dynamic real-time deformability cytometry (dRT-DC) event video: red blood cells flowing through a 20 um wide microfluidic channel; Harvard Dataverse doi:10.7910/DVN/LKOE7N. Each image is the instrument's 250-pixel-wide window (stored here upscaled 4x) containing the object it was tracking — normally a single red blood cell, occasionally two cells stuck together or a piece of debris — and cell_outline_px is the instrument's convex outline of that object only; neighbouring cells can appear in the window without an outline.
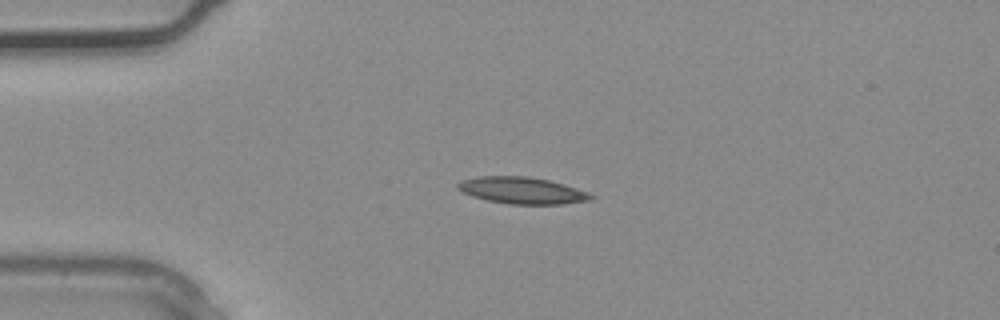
{"species": "common noctule bat (a hibernating species)", "species_latin": "Nyctalus noctula", "temperature_condition": "warm", "stored_images_in_passage": 1, "camera_frame_rate_fps": 3000, "um_per_image_px": 0.085, "animal": {"sex": "male", "body_mass_g": 20.4}, "frame": {"image": 1, "passage_image": 1, "time_ms": 0.0, "image_size_px": [1000, 320], "cell_outline_px": [[596, 196], [588, 200], [564, 204], [508, 204], [488, 200], [472, 196], [460, 192], [456, 188], [456, 184], [460, 180], [476, 176], [528, 176], [548, 180], [564, 184], [588, 192]], "centroid_in_image_um": [44.32, 16.18], "position_along_channel_um": 40.7, "area_um2": 20.87}}